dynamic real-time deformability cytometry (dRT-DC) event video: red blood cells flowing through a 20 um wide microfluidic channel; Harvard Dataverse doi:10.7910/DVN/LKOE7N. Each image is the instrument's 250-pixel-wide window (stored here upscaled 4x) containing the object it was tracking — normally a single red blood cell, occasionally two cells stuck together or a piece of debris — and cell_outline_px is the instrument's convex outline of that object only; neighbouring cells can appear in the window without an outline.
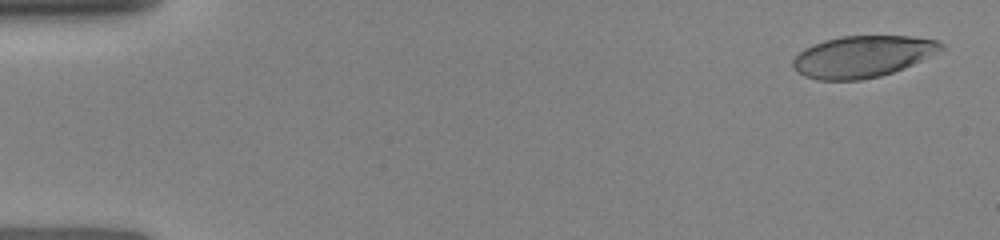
{"species": "human", "species_latin": "Homo sapiens", "temperature_condition": "room temperature", "stored_images_in_passage": 14, "camera_frame_rate_fps": 3000, "um_per_image_px": 0.085, "donor": {"sex": "female"}, "frame": {"image": 1, "passage_image": 1, "time_ms": 0.0, "image_size_px": [1000, 240], "cell_outline_px": [[944, 48], [904, 68], [880, 76], [860, 80], [816, 80], [804, 76], [792, 68], [792, 60], [804, 48], [824, 40], [840, 36], [912, 36], [936, 40], [944, 44]], "centroid_in_image_um": [73.27, 4.8], "position_along_channel_um": 11.7, "area_um2": 35.78}}
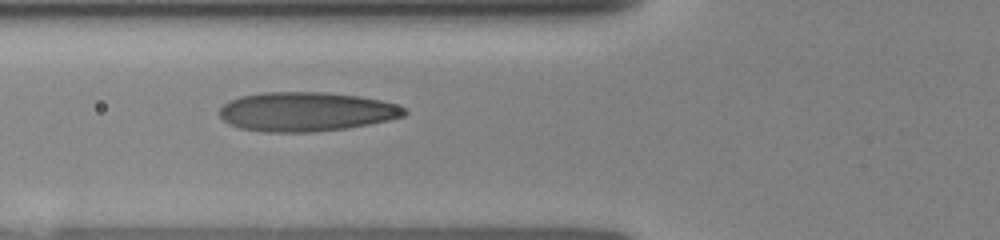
{"frame": {"image": 2, "passage_image": 10, "time_ms": 5.333, "image_size_px": [1000, 240], "cell_outline_px": [[408, 112], [404, 116], [388, 120], [348, 128], [312, 132], [264, 132], [240, 128], [228, 124], [220, 116], [220, 108], [224, 104], [240, 96], [264, 92], [324, 92], [356, 96], [380, 100], [396, 104], [404, 108]], "centroid_in_image_um": [26.01, 9.5], "position_along_channel_um": 99.8, "area_um2": 42.14}}
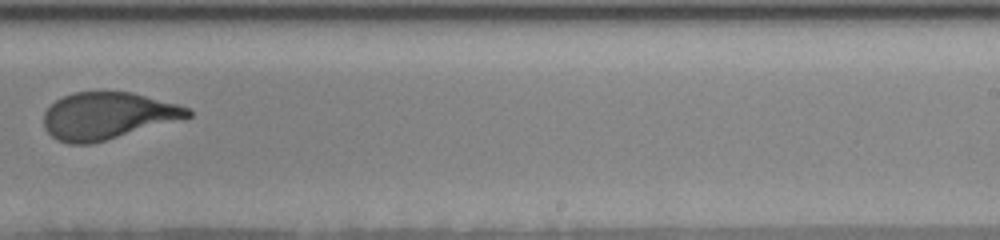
{"frame": {"image": 3, "passage_image": 14, "time_ms": 9.667, "image_size_px": [1000, 240], "cell_outline_px": [[192, 116], [92, 144], [68, 144], [56, 140], [44, 128], [44, 112], [56, 100], [72, 92], [132, 92], [176, 104], [188, 108], [192, 112]], "centroid_in_image_um": [9.1, 9.85], "position_along_channel_um": 279.9, "area_um2": 39.13}}